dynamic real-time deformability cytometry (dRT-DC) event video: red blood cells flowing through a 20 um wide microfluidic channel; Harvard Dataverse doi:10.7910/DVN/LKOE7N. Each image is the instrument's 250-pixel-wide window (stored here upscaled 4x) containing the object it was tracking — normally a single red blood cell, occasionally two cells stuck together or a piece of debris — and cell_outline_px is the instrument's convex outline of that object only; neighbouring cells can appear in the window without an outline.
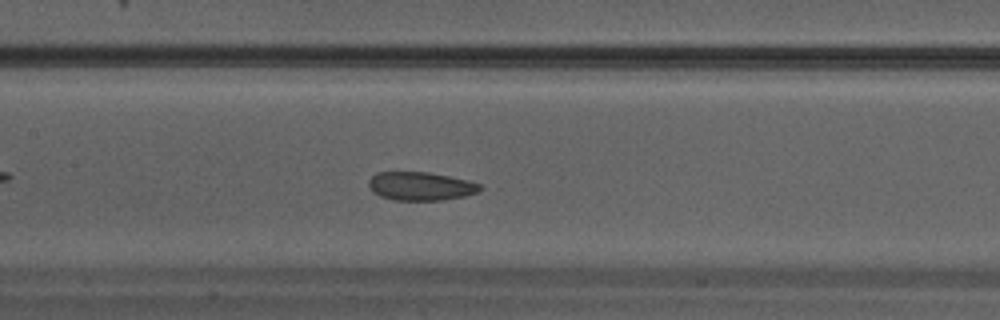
{"species": "Egyptian fruit bat (a non-hibernating species)", "species_latin": "Rousettus aegyptiacus", "temperature_condition": "warm", "stored_images_in_passage": 20, "camera_frame_rate_fps": 3000, "um_per_image_px": 0.085, "animal": {"sex": "male"}, "frame": {"image": 1, "passage_image": 9, "time_ms": 2.667, "image_size_px": [1000, 320], "cell_outline_px": [[480, 188], [476, 192], [464, 196], [440, 200], [392, 200], [380, 196], [372, 192], [368, 184], [368, 180], [376, 172], [428, 172], [468, 180], [480, 184]], "centroid_in_image_um": [35.69, 15.82], "position_along_channel_um": 171.7, "area_um2": 18.38}}
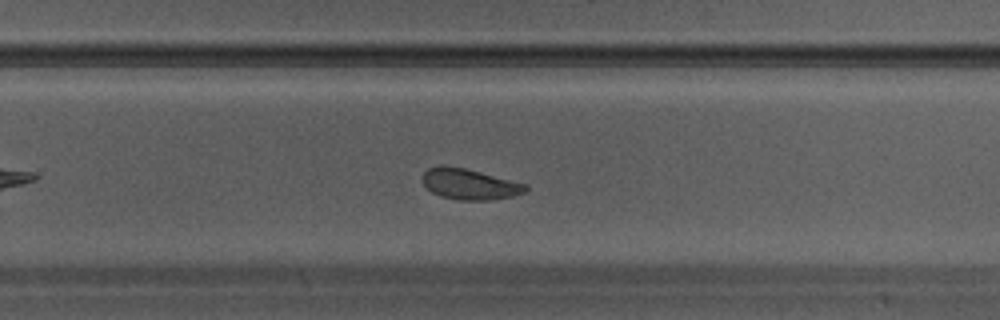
{"frame": {"image": 2, "passage_image": 15, "time_ms": 4.667, "image_size_px": [1000, 320], "cell_outline_px": [[528, 192], [512, 196], [488, 200], [456, 200], [440, 196], [432, 192], [420, 180], [420, 176], [428, 168], [464, 168], [528, 184]], "centroid_in_image_um": [39.95, 15.69], "position_along_channel_um": 289.8, "area_um2": 18.21}}